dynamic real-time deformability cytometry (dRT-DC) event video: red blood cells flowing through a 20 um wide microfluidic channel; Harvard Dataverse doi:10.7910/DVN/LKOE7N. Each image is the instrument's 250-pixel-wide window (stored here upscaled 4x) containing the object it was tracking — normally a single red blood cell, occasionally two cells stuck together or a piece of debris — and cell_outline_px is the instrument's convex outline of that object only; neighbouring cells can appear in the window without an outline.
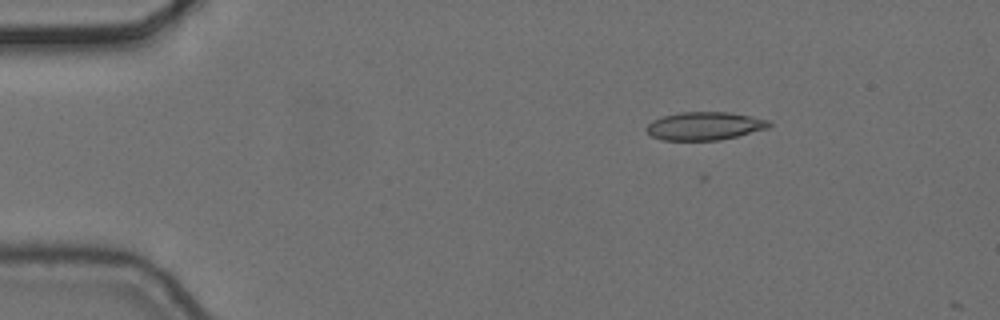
{"species": "common noctule bat (a hibernating species)", "species_latin": "Nyctalus noctula", "temperature_condition": "cold", "stored_images_in_passage": 5, "camera_frame_rate_fps": 3000, "um_per_image_px": 0.085, "animal": {"sex": "female", "body_mass_g": 24.6, "forearm_length_mm": 56.2}, "frame": {"image": 1, "passage_image": 4, "time_ms": 1.0, "image_size_px": [1000, 320], "cell_outline_px": [[772, 124], [768, 128], [720, 140], [660, 140], [652, 136], [644, 128], [652, 120], [664, 116], [680, 112], [728, 112], [768, 120]], "centroid_in_image_um": [59.85, 10.71], "position_along_channel_um": 25.1, "area_um2": 19.94}}